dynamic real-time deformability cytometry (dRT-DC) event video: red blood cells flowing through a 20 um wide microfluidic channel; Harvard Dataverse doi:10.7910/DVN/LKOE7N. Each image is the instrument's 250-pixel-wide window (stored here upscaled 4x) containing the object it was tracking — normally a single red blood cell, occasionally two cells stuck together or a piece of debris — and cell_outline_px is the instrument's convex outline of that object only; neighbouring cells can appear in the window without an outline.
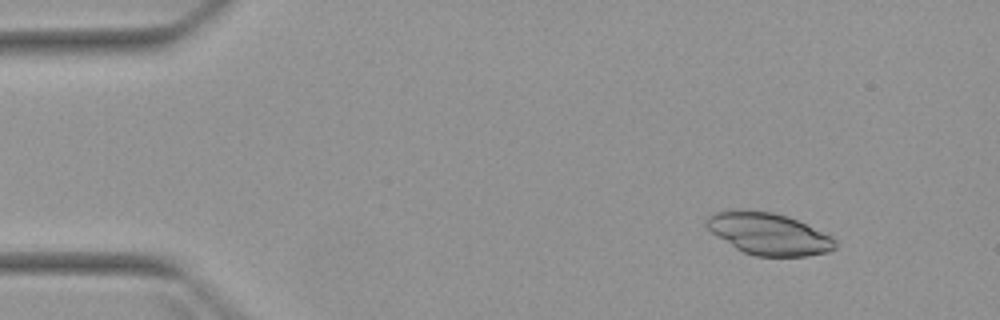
{"species": "Egyptian fruit bat (a non-hibernating species)", "species_latin": "Rousettus aegyptiacus", "temperature_condition": "warm", "stored_images_in_passage": 3, "camera_frame_rate_fps": 3000, "um_per_image_px": 0.085, "animal": {"sex": "female"}, "frame": {"image": 1, "passage_image": 1, "time_ms": 0.0, "image_size_px": [1000, 320], "cell_outline_px": [[836, 248], [828, 252], [808, 256], [756, 256], [744, 252], [736, 248], [716, 236], [704, 224], [704, 220], [708, 216], [716, 212], [772, 212], [796, 220], [832, 236], [836, 240]], "centroid_in_image_um": [65.36, 19.92], "position_along_channel_um": 19.6, "area_um2": 30.63}}